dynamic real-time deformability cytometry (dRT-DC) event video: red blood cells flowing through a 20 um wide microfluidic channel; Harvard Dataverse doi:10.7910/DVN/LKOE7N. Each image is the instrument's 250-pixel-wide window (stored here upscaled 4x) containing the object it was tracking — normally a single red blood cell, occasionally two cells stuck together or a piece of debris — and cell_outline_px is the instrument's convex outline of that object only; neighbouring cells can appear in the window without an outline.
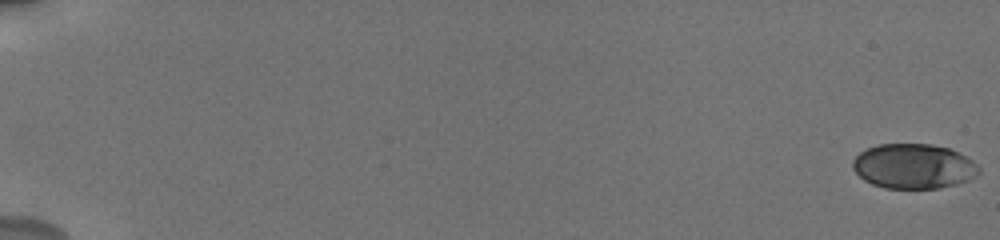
{"species": "human", "species_latin": "Homo sapiens", "temperature_condition": "cold", "stored_images_in_passage": 39, "camera_frame_rate_fps": 3000, "um_per_image_px": 0.085, "donor": {"sex": "male"}, "frame": {"image": 1, "passage_image": 1, "time_ms": 0.0, "image_size_px": [1000, 240], "cell_outline_px": [[980, 172], [976, 176], [968, 180], [956, 184], [940, 188], [884, 188], [872, 184], [864, 180], [852, 168], [852, 160], [860, 152], [868, 148], [880, 144], [932, 144], [948, 148], [972, 160], [980, 168]], "centroid_in_image_um": [77.64, 14.14], "position_along_channel_um": 7.4, "area_um2": 32.89}}
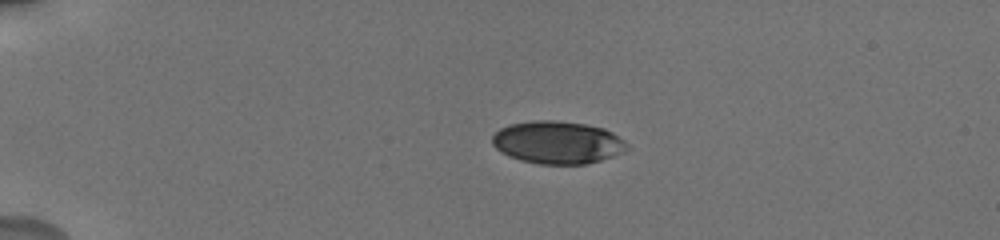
{"frame": {"image": 2, "passage_image": 23, "time_ms": 4.667, "image_size_px": [1000, 240], "cell_outline_px": [[628, 148], [624, 152], [600, 160], [584, 164], [540, 164], [520, 160], [508, 156], [500, 152], [492, 144], [492, 136], [500, 128], [508, 124], [532, 120], [556, 120], [584, 124], [604, 128], [612, 132], [624, 140], [628, 144]], "centroid_in_image_um": [47.37, 12.1], "position_along_channel_um": 37.6, "area_um2": 33.64}}